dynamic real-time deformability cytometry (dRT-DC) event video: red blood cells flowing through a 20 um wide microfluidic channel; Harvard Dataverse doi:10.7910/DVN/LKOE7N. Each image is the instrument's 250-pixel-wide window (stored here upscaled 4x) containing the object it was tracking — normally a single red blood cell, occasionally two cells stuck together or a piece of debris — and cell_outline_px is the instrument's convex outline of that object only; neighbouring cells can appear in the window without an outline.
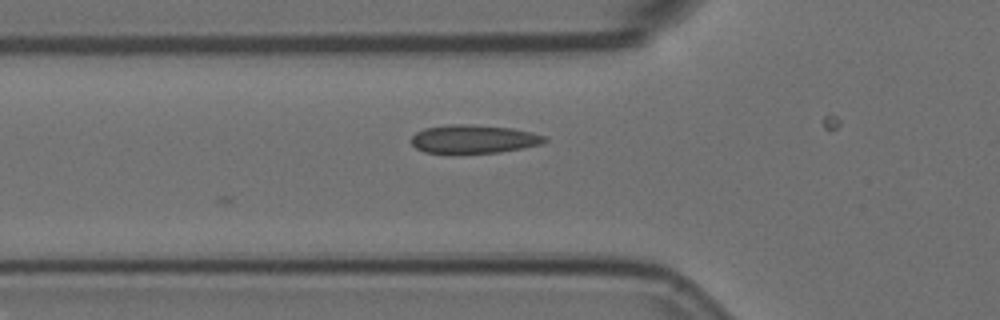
{"species": "Egyptian fruit bat (a non-hibernating species)", "species_latin": "Rousettus aegyptiacus", "temperature_condition": "room temperature", "stored_images_in_passage": 4, "camera_frame_rate_fps": 3000, "um_per_image_px": 0.085, "animal": {"sex": "female"}, "frame": {"image": 1, "passage_image": 2, "time_ms": 0.333, "image_size_px": [1000, 320], "cell_outline_px": [[548, 140], [540, 144], [500, 152], [424, 152], [416, 148], [412, 144], [412, 136], [416, 132], [424, 128], [448, 124], [468, 124], [512, 128], [532, 132], [548, 136]], "centroid_in_image_um": [40.28, 11.8], "position_along_channel_um": 85.5, "area_um2": 21.85}}